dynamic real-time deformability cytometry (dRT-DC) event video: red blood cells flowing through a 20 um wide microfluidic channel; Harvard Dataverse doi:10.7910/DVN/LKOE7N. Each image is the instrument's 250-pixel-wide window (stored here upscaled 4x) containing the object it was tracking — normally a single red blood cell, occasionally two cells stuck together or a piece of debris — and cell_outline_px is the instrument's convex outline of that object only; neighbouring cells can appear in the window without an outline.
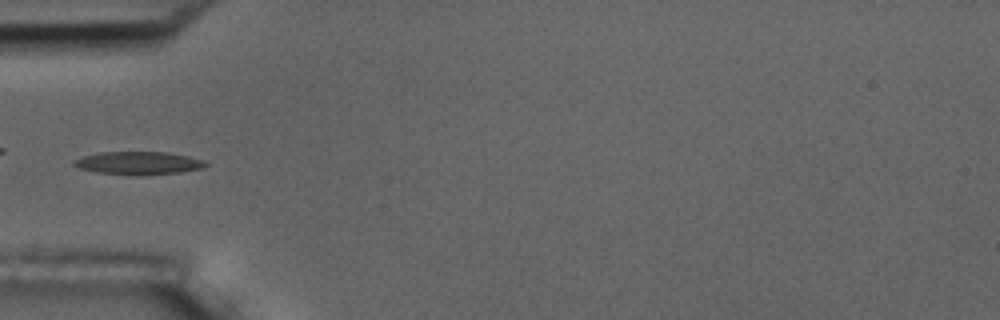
{"species": "common noctule bat (a hibernating species)", "species_latin": "Nyctalus noctula", "temperature_condition": "room temperature", "stored_images_in_passage": 6, "camera_frame_rate_fps": 3000, "um_per_image_px": 0.085, "animal": {"sex": "male", "body_mass_g": 17.5, "forearm_length_mm": 52.3}, "frame": {"image": 1, "passage_image": 4, "time_ms": 4.333, "image_size_px": [1000, 320], "cell_outline_px": [[208, 164], [200, 168], [180, 172], [140, 176], [136, 176], [96, 172], [80, 168], [72, 164], [72, 160], [84, 156], [100, 152], [168, 152], [188, 156], [204, 160]], "centroid_in_image_um": [11.75, 13.86], "position_along_channel_um": 73.3, "area_um2": 17.69}}